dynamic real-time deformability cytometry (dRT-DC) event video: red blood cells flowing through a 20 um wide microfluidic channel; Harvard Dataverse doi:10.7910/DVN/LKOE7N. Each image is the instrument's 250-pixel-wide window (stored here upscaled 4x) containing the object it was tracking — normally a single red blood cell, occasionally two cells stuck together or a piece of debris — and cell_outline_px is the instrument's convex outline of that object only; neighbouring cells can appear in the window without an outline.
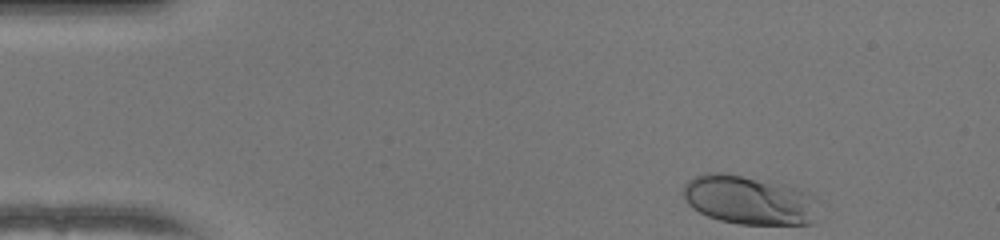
{"species": "human", "species_latin": "Homo sapiens", "temperature_condition": "warm", "stored_images_in_passage": 45, "camera_frame_rate_fps": 3000, "um_per_image_px": 0.085, "donor": {"sex": "female"}, "frame": {"image": 1, "passage_image": 1, "time_ms": 0.0, "image_size_px": [1000, 240], "cell_outline_px": [[816, 196], [812, 224], [740, 224], [720, 220], [708, 216], [692, 208], [688, 204], [684, 196], [684, 184], [688, 180], [696, 176], [708, 172], [724, 172], [784, 184], [796, 188]], "centroid_in_image_um": [63.63, 16.99], "position_along_channel_um": 21.4, "area_um2": 38.26}}
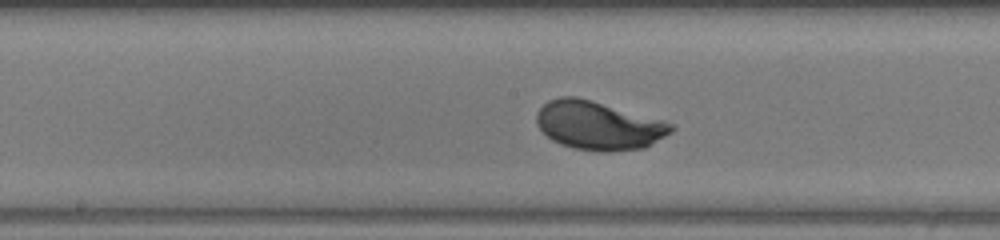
{"frame": {"image": 2, "passage_image": 21, "time_ms": 6.667, "image_size_px": [1000, 240], "cell_outline_px": [[676, 128], [672, 132], [644, 148], [612, 152], [600, 152], [572, 148], [560, 144], [552, 140], [536, 124], [536, 112], [548, 100], [560, 96], [576, 96], [592, 100], [676, 124]], "centroid_in_image_um": [50.87, 10.67], "position_along_channel_um": 197.3, "area_um2": 38.32}}
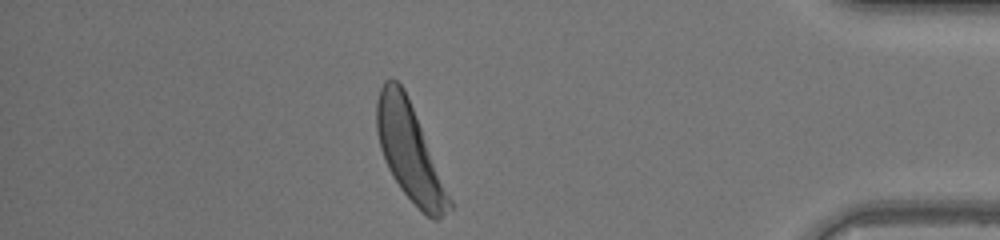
{"frame": {"image": 3, "passage_image": 39, "time_ms": 12.667, "image_size_px": [1000, 240], "cell_outline_px": [[452, 208], [436, 220], [432, 220], [400, 188], [392, 176], [388, 168], [380, 148], [376, 132], [376, 100], [380, 88], [384, 80], [396, 80], [404, 88], [452, 200]], "centroid_in_image_um": [34.79, 12.88], "position_along_channel_um": 400.4, "area_um2": 40.06}, "authors_computed_cell_mechanics": {"area_um2": 37.5122, "velocity_mm_per_s": 4.0537, "shape_relaxation_time_tau1_ms": 2.4474, "shape_relaxation_time_tau2_ms": null, "deformation_change_tau1": 0.185, "deformation_change_tau2": null}}